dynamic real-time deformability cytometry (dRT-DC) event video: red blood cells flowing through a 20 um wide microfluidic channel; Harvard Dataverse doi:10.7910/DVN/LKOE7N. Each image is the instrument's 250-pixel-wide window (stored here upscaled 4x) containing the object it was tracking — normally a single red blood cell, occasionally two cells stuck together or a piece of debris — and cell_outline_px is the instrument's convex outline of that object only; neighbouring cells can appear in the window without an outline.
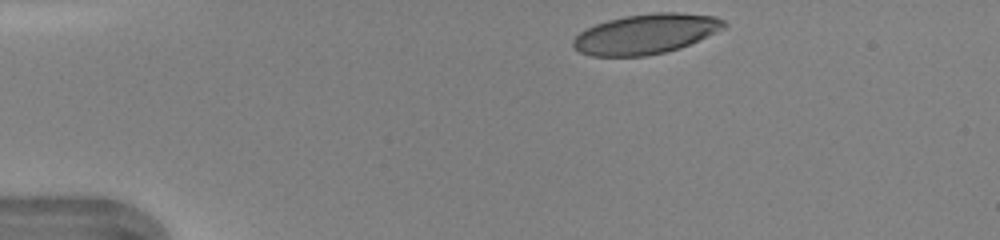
{"species": "human", "species_latin": "Homo sapiens", "temperature_condition": "warm", "stored_images_in_passage": 39, "camera_frame_rate_fps": 3000, "um_per_image_px": 0.085, "donor": {"sex": "female"}, "frame": {"image": 1, "passage_image": 1, "time_ms": 0.0, "image_size_px": [1000, 240], "cell_outline_px": [[728, 24], [724, 28], [716, 32], [680, 48], [648, 56], [592, 56], [580, 52], [572, 48], [572, 40], [580, 32], [596, 24], [608, 20], [624, 16], [656, 12], [676, 12], [716, 16], [724, 20]], "centroid_in_image_um": [54.89, 2.88], "position_along_channel_um": 30.1, "area_um2": 35.14}}
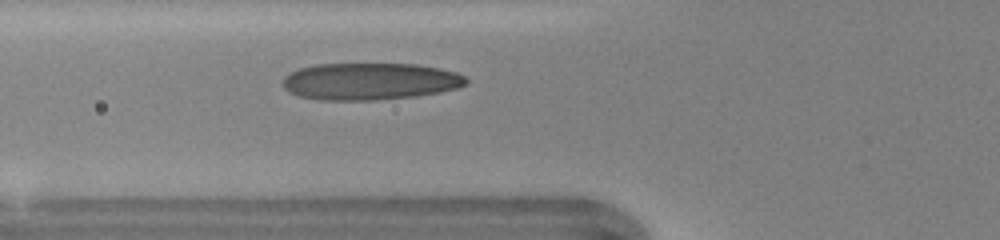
{"frame": {"image": 2, "passage_image": 10, "time_ms": 3.0, "image_size_px": [1000, 240], "cell_outline_px": [[468, 84], [456, 88], [440, 92], [416, 96], [376, 100], [320, 100], [300, 96], [288, 92], [284, 88], [284, 76], [300, 68], [316, 64], [416, 64], [456, 72], [464, 76], [468, 80]], "centroid_in_image_um": [31.45, 6.92], "position_along_channel_um": 94.4, "area_um2": 39.48}}
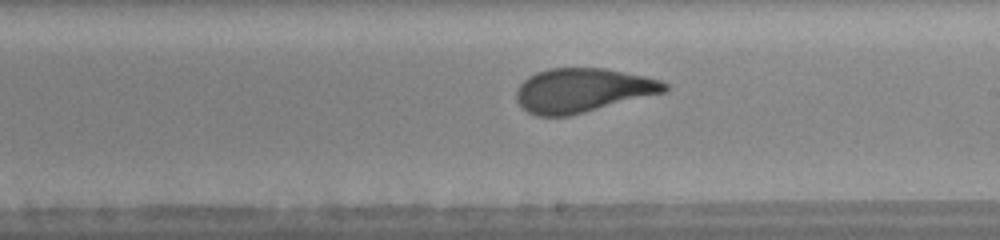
{"frame": {"image": 3, "passage_image": 20, "time_ms": 6.333, "image_size_px": [1000, 240], "cell_outline_px": [[668, 88], [664, 92], [568, 116], [536, 116], [520, 108], [516, 100], [516, 88], [528, 76], [536, 72], [548, 68], [604, 68], [644, 76], [660, 80], [668, 84]], "centroid_in_image_um": [49.45, 7.67], "position_along_channel_um": 239.6, "area_um2": 37.97}, "authors_computed_cell_mechanics": {"area_um2": 38.148, "velocity_mm_per_s": 4.3403, "shape_relaxation_time_tau1_ms": 3.2401, "shape_relaxation_time_tau2_ms": 0.6812, "deformation_change_tau1": 0.1851, "deformation_change_tau2": 0.0847}}